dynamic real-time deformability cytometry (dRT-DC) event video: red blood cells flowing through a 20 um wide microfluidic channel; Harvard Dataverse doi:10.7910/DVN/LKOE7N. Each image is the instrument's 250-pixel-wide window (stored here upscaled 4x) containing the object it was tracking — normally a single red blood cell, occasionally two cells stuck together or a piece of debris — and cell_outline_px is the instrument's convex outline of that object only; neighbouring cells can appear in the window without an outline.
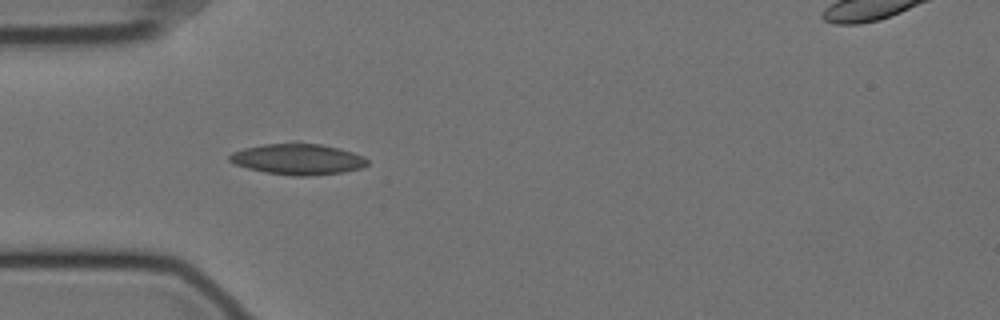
{"species": "Egyptian fruit bat (a non-hibernating species)", "species_latin": "Rousettus aegyptiacus", "temperature_condition": "cold", "stored_images_in_passage": 34, "camera_frame_rate_fps": 3000, "um_per_image_px": 0.085, "animal": {"sex": "female"}, "frame": {"image": 1, "passage_image": 1, "time_ms": 0.0, "image_size_px": [1000, 320], "cell_outline_px": [[368, 164], [360, 168], [344, 172], [312, 176], [292, 176], [264, 172], [248, 168], [236, 164], [228, 160], [228, 156], [232, 152], [244, 148], [264, 144], [296, 140], [320, 144], [340, 148], [364, 156], [368, 160]], "centroid_in_image_um": [25.31, 13.5], "position_along_channel_um": 59.7, "area_um2": 25.49}}
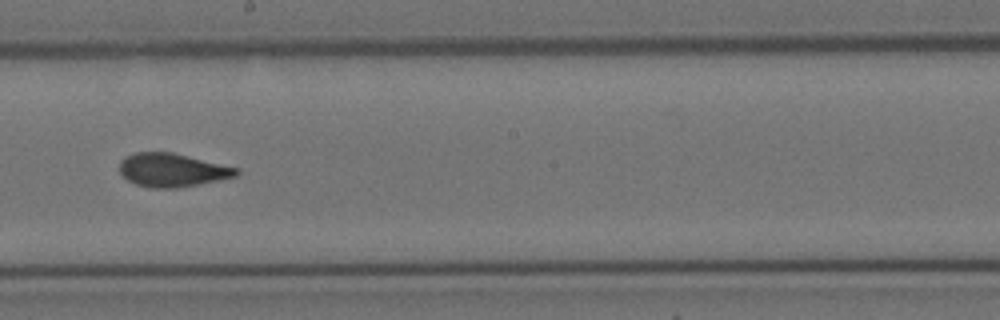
{"frame": {"image": 2, "passage_image": 16, "time_ms": 5.0, "image_size_px": [1000, 320], "cell_outline_px": [[240, 172], [236, 176], [176, 188], [148, 188], [136, 184], [128, 180], [120, 172], [120, 160], [124, 156], [136, 152], [172, 152], [240, 168]], "centroid_in_image_um": [14.62, 14.44], "position_along_channel_um": 233.6, "area_um2": 22.72}}
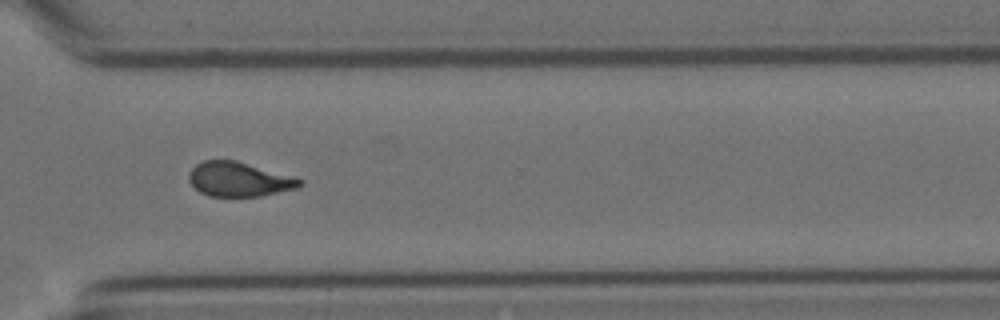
{"frame": {"image": 3, "passage_image": 26, "time_ms": 8.333, "image_size_px": [1000, 320], "cell_outline_px": [[304, 184], [296, 188], [260, 196], [208, 196], [200, 192], [188, 180], [188, 172], [196, 164], [204, 160], [236, 160], [304, 180]], "centroid_in_image_um": [20.28, 15.24], "position_along_channel_um": 350.3, "area_um2": 22.08}, "authors_computed_cell_mechanics": {"area_um2": 22.9466, "velocity_mm_per_s": 3.5104, "shape_relaxation_time_tau1_ms": 7.3075, "shape_relaxation_time_tau2_ms": 1.912, "deformation_change_tau1": 0.1621, "deformation_change_tau2": 0.0647}}